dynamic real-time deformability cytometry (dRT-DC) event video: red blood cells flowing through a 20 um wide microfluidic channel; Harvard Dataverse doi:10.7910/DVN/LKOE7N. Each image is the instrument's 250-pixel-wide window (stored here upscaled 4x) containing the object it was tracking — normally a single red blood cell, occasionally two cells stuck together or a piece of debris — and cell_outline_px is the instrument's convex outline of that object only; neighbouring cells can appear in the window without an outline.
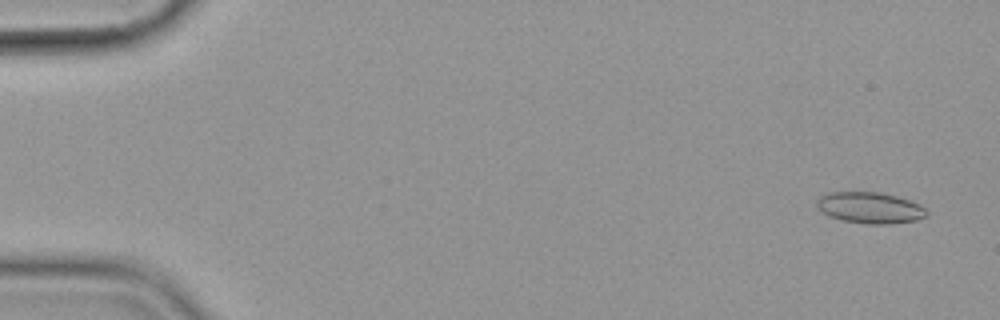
{"species": "common noctule bat (a hibernating species)", "species_latin": "Nyctalus noctula", "temperature_condition": "cold", "stored_images_in_passage": 6, "camera_frame_rate_fps": 3000, "um_per_image_px": 0.085, "animal": {"sex": "female", "body_mass_g": 19.9}, "frame": {"image": 1, "passage_image": 1, "time_ms": 0.0, "image_size_px": [1000, 320], "cell_outline_px": [[928, 216], [916, 220], [892, 224], [868, 224], [844, 220], [828, 216], [816, 208], [816, 200], [820, 196], [828, 192], [880, 192], [896, 196], [920, 204], [928, 212]], "centroid_in_image_um": [73.93, 17.66], "position_along_channel_um": 11.1, "area_um2": 20.11}}
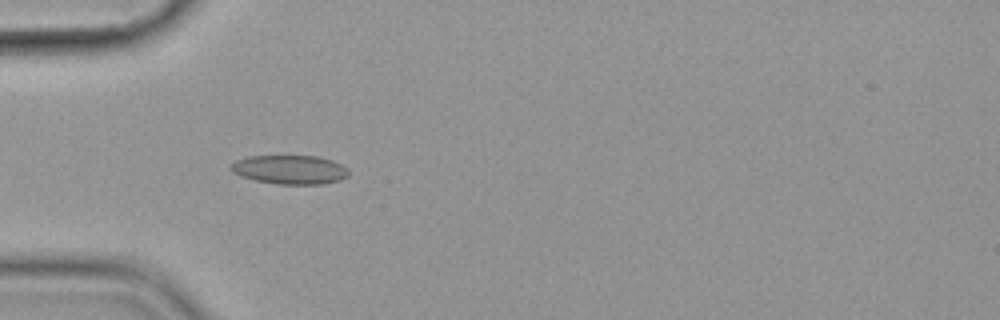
{"frame": {"image": 2, "passage_image": 5, "time_ms": 5.0, "image_size_px": [1000, 320], "cell_outline_px": [[348, 176], [340, 180], [324, 184], [276, 184], [256, 180], [240, 176], [232, 172], [228, 168], [236, 160], [248, 156], [316, 156], [332, 160], [348, 168]], "centroid_in_image_um": [24.63, 14.42], "position_along_channel_um": 60.4, "area_um2": 19.94}}
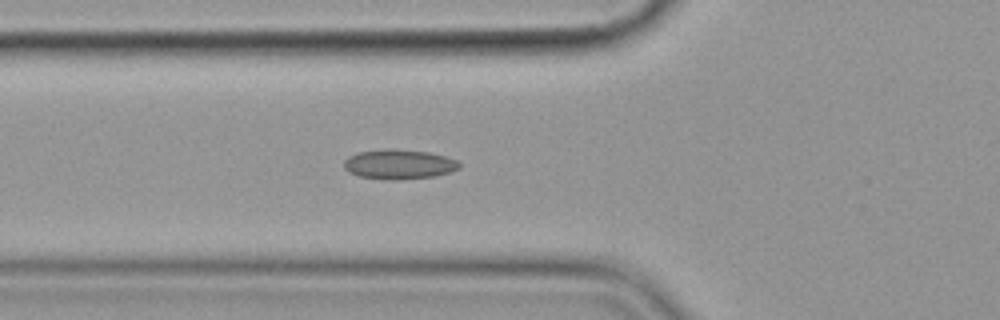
{"frame": {"image": 3, "passage_image": 6, "time_ms": 6.0, "image_size_px": [1000, 320], "cell_outline_px": [[460, 168], [436, 176], [396, 180], [392, 180], [360, 176], [348, 172], [344, 168], [344, 160], [348, 156], [356, 152], [388, 148], [392, 148], [428, 152], [444, 156], [456, 160], [460, 164]], "centroid_in_image_um": [33.88, 13.95], "position_along_channel_um": 91.9, "area_um2": 20.0}}